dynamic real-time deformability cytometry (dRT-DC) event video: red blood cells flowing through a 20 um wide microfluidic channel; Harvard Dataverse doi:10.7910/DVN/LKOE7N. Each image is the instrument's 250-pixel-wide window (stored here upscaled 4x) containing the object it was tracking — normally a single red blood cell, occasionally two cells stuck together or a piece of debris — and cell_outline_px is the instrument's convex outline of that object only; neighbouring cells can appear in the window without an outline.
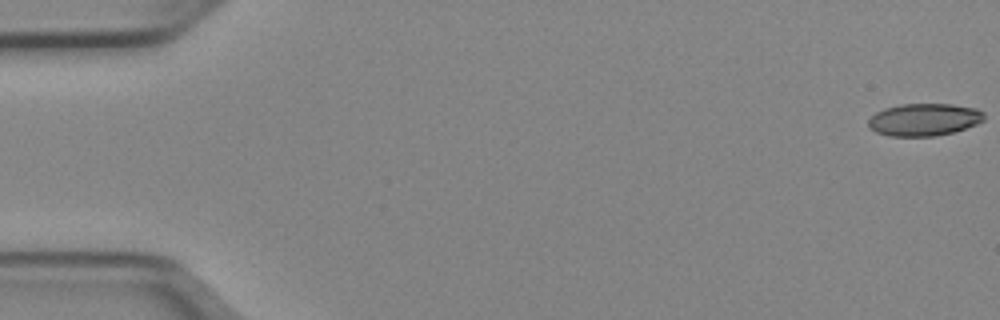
{"species": "Egyptian fruit bat (a non-hibernating species)", "species_latin": "Rousettus aegyptiacus", "temperature_condition": "cold", "stored_images_in_passage": 52, "camera_frame_rate_fps": 3000, "um_per_image_px": 0.085, "animal": {"sex": "female"}, "frame": {"image": 1, "passage_image": 1, "time_ms": 0.0, "image_size_px": [1000, 320], "cell_outline_px": [[984, 120], [976, 124], [952, 132], [936, 136], [888, 136], [876, 132], [868, 128], [868, 120], [876, 112], [884, 108], [900, 104], [952, 104], [976, 108], [984, 112]], "centroid_in_image_um": [78.52, 10.16], "position_along_channel_um": 6.5, "area_um2": 21.91}}
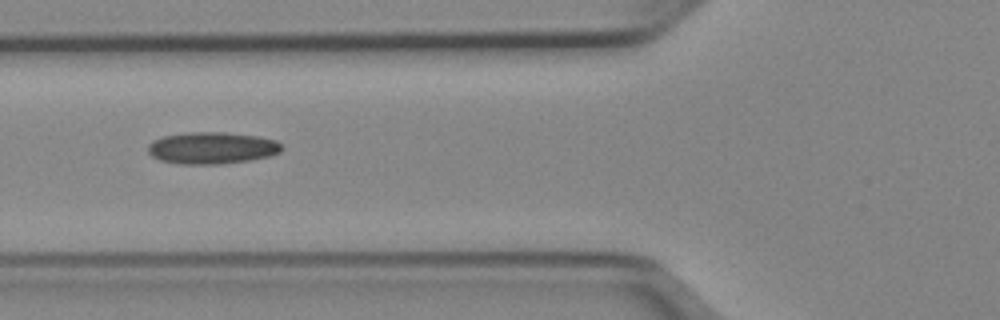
{"frame": {"image": 2, "passage_image": 20, "time_ms": 6.333, "image_size_px": [1000, 320], "cell_outline_px": [[284, 148], [280, 152], [272, 156], [252, 160], [220, 164], [180, 164], [160, 160], [152, 156], [148, 152], [148, 144], [152, 140], [164, 136], [188, 132], [224, 132], [260, 136], [276, 140]], "centroid_in_image_um": [18.05, 12.58], "position_along_channel_um": 107.8, "area_um2": 25.14}}
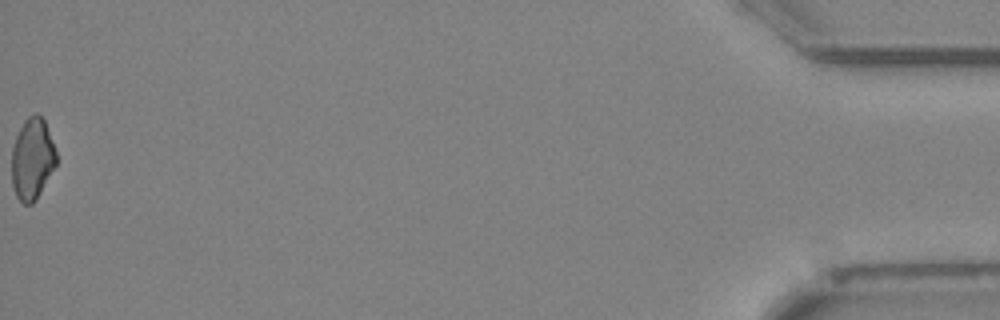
{"frame": {"image": 3, "passage_image": 52, "time_ms": 17.0, "image_size_px": [1000, 320], "cell_outline_px": [[56, 164], [36, 200], [32, 204], [24, 204], [16, 196], [12, 184], [12, 148], [16, 136], [24, 120], [32, 112], [36, 112], [44, 120], [56, 152]], "centroid_in_image_um": [2.73, 13.5], "position_along_channel_um": 432.5, "area_um2": 21.04}, "authors_computed_cell_mechanics": {"area_um2": 22.6865, "velocity_mm_per_s": 3.9828, "shape_relaxation_time_tau1_ms": null, "shape_relaxation_time_tau2_ms": 8.1362, "deformation_change_tau1": null, "deformation_change_tau2": 0.1868}}